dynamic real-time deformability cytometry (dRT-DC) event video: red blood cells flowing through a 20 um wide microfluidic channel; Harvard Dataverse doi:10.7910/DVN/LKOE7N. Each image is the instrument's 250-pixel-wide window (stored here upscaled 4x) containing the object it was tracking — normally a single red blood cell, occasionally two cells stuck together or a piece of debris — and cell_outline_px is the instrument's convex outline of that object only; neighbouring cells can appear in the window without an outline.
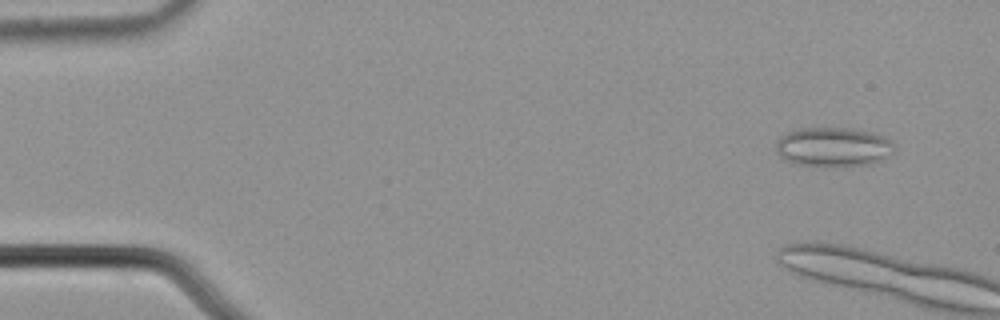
{"species": "common noctule bat (a hibernating species)", "species_latin": "Nyctalus noctula", "temperature_condition": "cold", "stored_images_in_passage": 8, "camera_frame_rate_fps": 3000, "um_per_image_px": 0.085, "animal": {"sex": "male", "body_mass_g": 21.5, "forearm_length_mm": 52.0}, "frame": {"image": 1, "passage_image": 5, "time_ms": 1.333, "image_size_px": [1000, 320], "cell_outline_px": [[896, 152], [880, 160], [868, 164], [796, 164], [784, 160], [776, 152], [776, 140], [784, 132], [800, 128], [852, 128], [872, 132], [884, 136], [892, 140], [896, 144]], "centroid_in_image_um": [70.84, 12.44], "position_along_channel_um": 14.2, "area_um2": 26.99}}